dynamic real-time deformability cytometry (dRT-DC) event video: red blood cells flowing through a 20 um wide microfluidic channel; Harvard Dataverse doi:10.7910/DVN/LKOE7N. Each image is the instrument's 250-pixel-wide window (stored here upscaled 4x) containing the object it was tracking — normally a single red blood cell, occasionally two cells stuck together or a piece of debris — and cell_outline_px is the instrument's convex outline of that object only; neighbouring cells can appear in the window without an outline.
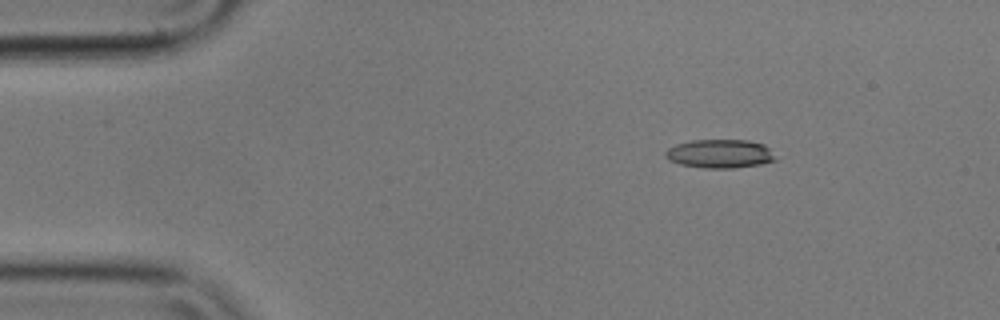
{"species": "common noctule bat (a hibernating species)", "species_latin": "Nyctalus noctula", "temperature_condition": "cold", "stored_images_in_passage": 5, "camera_frame_rate_fps": 3000, "um_per_image_px": 0.085, "animal": {"sex": "male", "body_mass_g": 17.9}, "frame": {"image": 1, "passage_image": 3, "time_ms": 0.667, "image_size_px": [1000, 320], "cell_outline_px": [[776, 160], [760, 164], [732, 168], [704, 168], [680, 164], [668, 160], [664, 156], [664, 152], [668, 148], [676, 144], [692, 140], [748, 140], [764, 144], [768, 148]], "centroid_in_image_um": [61.14, 13.06], "position_along_channel_um": 23.9, "area_um2": 18.32}}
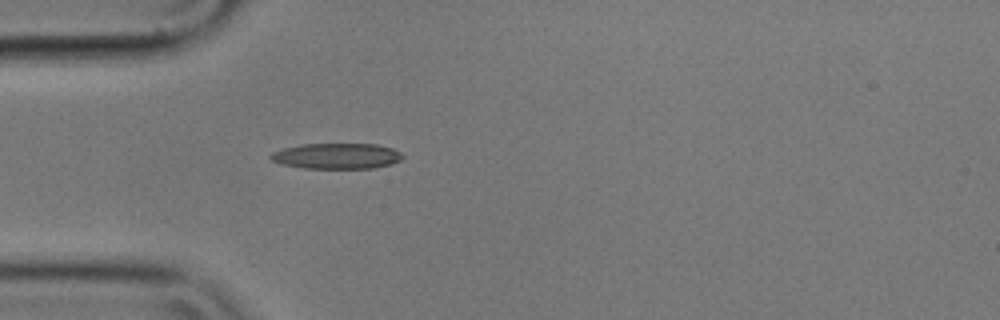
{"frame": {"image": 2, "passage_image": 5, "time_ms": 1.333, "image_size_px": [1000, 320], "cell_outline_px": [[404, 156], [400, 160], [392, 164], [376, 168], [304, 168], [280, 164], [272, 160], [268, 156], [272, 152], [284, 148], [300, 144], [376, 144], [392, 148], [400, 152]], "centroid_in_image_um": [28.62, 13.26], "position_along_channel_um": 56.4, "area_um2": 19.83}}